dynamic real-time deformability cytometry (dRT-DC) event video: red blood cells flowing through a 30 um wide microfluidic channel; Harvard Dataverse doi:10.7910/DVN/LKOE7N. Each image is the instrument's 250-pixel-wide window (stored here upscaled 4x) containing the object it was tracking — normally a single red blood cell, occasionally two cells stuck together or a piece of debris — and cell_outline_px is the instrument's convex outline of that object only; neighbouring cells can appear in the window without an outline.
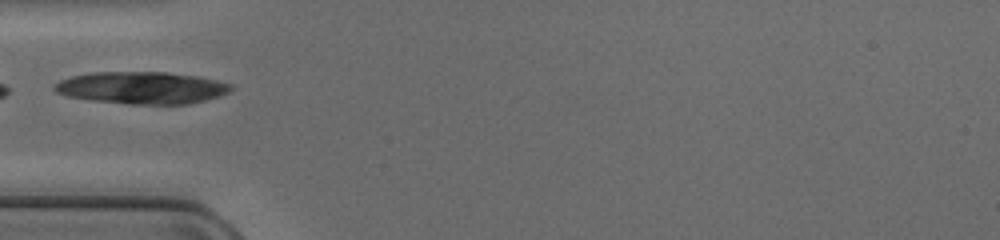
{"species": "common noctule bat (a hibernating species)", "species_latin": "Nyctalus noctula", "temperature_condition": "cold", "stored_images_in_passage": 20, "camera_frame_rate_fps": 3000, "um_per_image_px": 0.085, "animal": {"sex": "female", "body_mass_g": 17.0, "forearm_length_mm": 48.0}, "frame": {"image": 1, "passage_image": 1, "time_ms": 0.0, "image_size_px": [1000, 240], "cell_outline_px": [[236, 88], [220, 96], [188, 104], [128, 104], [92, 100], [68, 96], [56, 92], [52, 88], [60, 80], [72, 76], [92, 72], [168, 72], [200, 76], [232, 84]], "centroid_in_image_um": [12.1, 7.45], "position_along_channel_um": 72.9, "area_um2": 33.18}}